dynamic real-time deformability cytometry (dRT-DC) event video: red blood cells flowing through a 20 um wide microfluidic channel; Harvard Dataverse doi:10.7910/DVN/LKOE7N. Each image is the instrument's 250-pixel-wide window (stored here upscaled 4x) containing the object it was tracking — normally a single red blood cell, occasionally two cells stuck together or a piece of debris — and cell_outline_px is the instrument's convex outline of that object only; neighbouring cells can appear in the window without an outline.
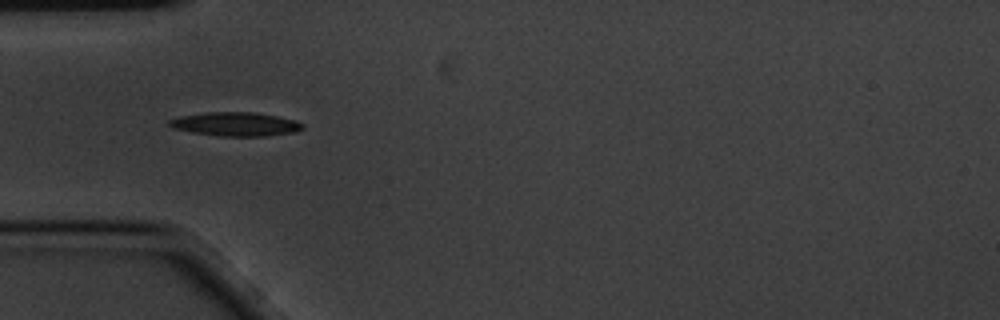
{"species": "common noctule bat (a hibernating species)", "species_latin": "Nyctalus noctula", "temperature_condition": "cold", "stored_images_in_passage": 2, "camera_frame_rate_fps": 3000, "um_per_image_px": 0.085, "animal": {"sex": "male", "body_mass_g": 20.1, "forearm_length_mm": 53.5}, "frame": {"image": 1, "passage_image": 1, "time_ms": 0.0, "image_size_px": [1000, 320], "cell_outline_px": [[304, 128], [296, 132], [264, 136], [220, 136], [192, 132], [172, 128], [168, 124], [168, 120], [180, 116], [204, 112], [256, 112], [296, 120], [304, 124]], "centroid_in_image_um": [20.03, 10.54], "position_along_channel_um": 65.0, "area_um2": 18.61}}
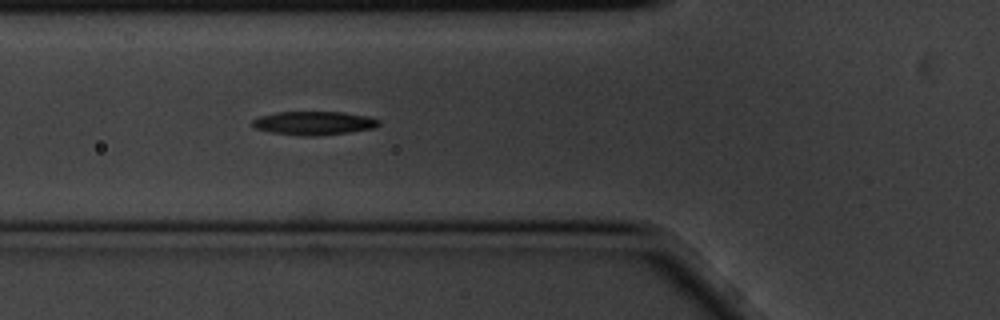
{"frame": {"image": 2, "passage_image": 2, "time_ms": 0.333, "image_size_px": [1000, 320], "cell_outline_px": [[380, 124], [376, 128], [320, 136], [308, 136], [272, 132], [252, 128], [252, 120], [260, 116], [276, 112], [344, 112], [372, 116], [380, 120]], "centroid_in_image_um": [26.73, 10.46], "position_along_channel_um": 99.1, "area_um2": 17.57}}